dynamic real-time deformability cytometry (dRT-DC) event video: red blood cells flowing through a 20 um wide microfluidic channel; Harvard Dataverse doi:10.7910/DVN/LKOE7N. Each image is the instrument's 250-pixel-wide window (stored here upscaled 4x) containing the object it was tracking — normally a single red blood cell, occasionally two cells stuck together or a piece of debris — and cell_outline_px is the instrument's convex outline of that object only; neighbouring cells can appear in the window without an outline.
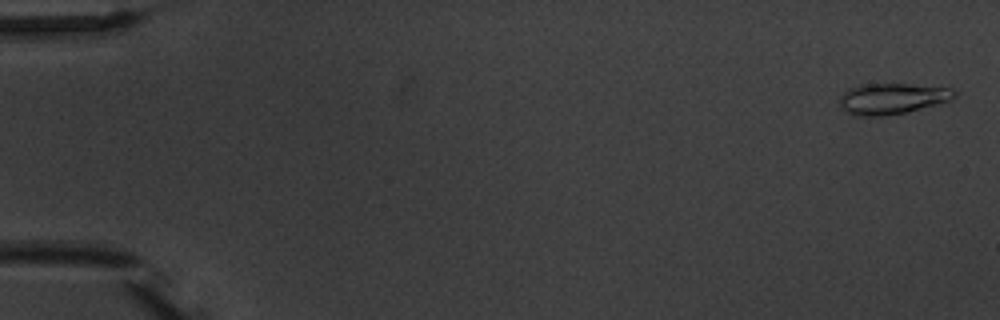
{"species": "common noctule bat (a hibernating species)", "species_latin": "Nyctalus noctula", "temperature_condition": "warm", "stored_images_in_passage": 7, "camera_frame_rate_fps": 3000, "um_per_image_px": 0.085, "animal": {"sex": "male", "body_mass_g": 20.1, "forearm_length_mm": 53.5}, "frame": {"image": 1, "passage_image": 1, "time_ms": 0.0, "image_size_px": [1000, 320], "cell_outline_px": [[960, 92], [952, 100], [908, 112], [884, 116], [852, 116], [840, 108], [840, 96], [848, 88], [860, 84], [908, 84], [952, 88]], "centroid_in_image_um": [75.84, 8.39], "position_along_channel_um": 9.2, "area_um2": 21.1}}